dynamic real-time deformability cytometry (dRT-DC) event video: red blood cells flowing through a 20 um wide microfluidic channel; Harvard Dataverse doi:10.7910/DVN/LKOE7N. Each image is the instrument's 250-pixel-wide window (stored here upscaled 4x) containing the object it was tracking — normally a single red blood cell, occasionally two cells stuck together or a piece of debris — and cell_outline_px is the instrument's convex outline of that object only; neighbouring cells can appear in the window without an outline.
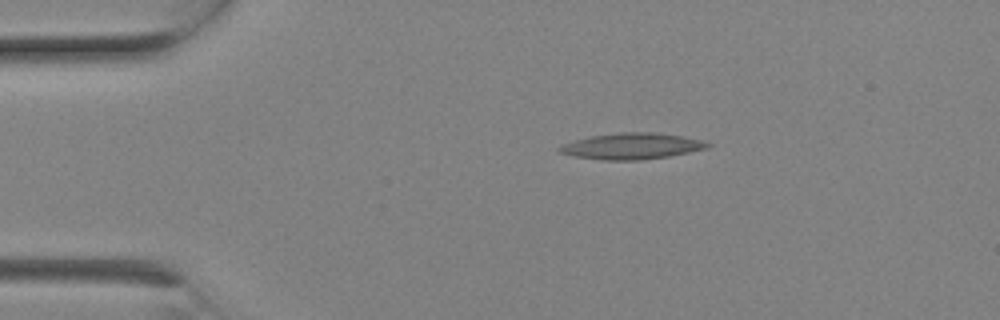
{"species": "Egyptian fruit bat (a non-hibernating species)", "species_latin": "Rousettus aegyptiacus", "temperature_condition": "room temperature", "stored_images_in_passage": 3, "camera_frame_rate_fps": 3000, "um_per_image_px": 0.085, "animal": {"sex": "female"}, "frame": {"image": 1, "passage_image": 1, "time_ms": 0.0, "image_size_px": [1000, 320], "cell_outline_px": [[712, 144], [708, 148], [668, 156], [640, 160], [600, 160], [572, 156], [560, 152], [556, 148], [564, 144], [576, 140], [592, 136], [620, 132], [652, 132], [680, 136], [700, 140]], "centroid_in_image_um": [53.67, 12.43], "position_along_channel_um": 31.3, "area_um2": 22.31}}